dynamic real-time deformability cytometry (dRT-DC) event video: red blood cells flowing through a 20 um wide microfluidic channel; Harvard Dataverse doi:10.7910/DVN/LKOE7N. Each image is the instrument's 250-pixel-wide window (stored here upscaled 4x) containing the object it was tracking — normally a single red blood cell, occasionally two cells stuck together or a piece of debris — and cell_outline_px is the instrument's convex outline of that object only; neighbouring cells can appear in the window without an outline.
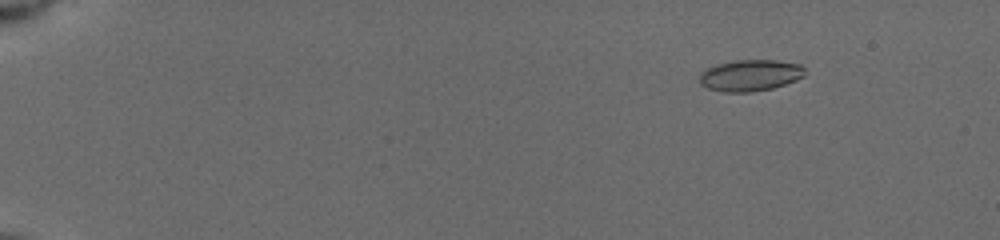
{"species": "common noctule bat (a hibernating species)", "species_latin": "Nyctalus noctula", "temperature_condition": "cold", "stored_images_in_passage": 56, "camera_frame_rate_fps": 3000, "um_per_image_px": 0.085, "animal": {"sex": "female", "body_mass_g": 19.5, "forearm_length_mm": 54.1}, "frame": {"image": 1, "passage_image": 1, "time_ms": 0.0, "image_size_px": [1000, 240], "cell_outline_px": [[804, 76], [796, 80], [772, 88], [752, 92], [724, 92], [708, 88], [700, 84], [700, 76], [708, 68], [716, 64], [736, 60], [772, 60], [800, 64], [804, 68]], "centroid_in_image_um": [63.78, 6.41], "position_along_channel_um": 21.2, "area_um2": 19.07}}
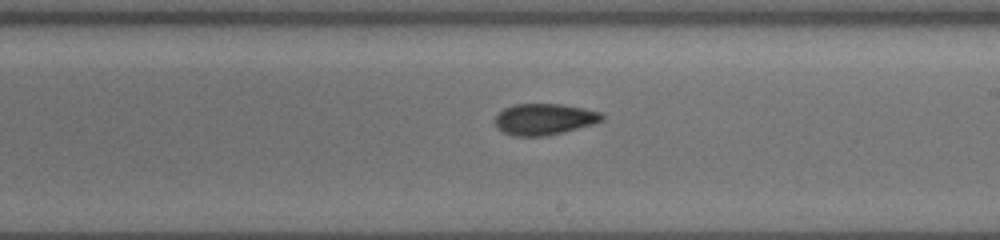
{"frame": {"image": 2, "passage_image": 32, "time_ms": 9.0, "image_size_px": [1000, 240], "cell_outline_px": [[604, 116], [600, 120], [592, 124], [564, 132], [548, 136], [512, 136], [496, 128], [496, 116], [504, 108], [516, 104], [560, 104], [600, 112]], "centroid_in_image_um": [46.22, 10.14], "position_along_channel_um": 242.8, "area_um2": 19.25}}
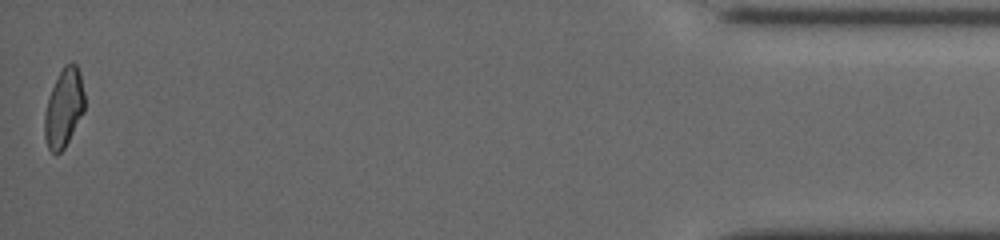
{"frame": {"image": 3, "passage_image": 56, "time_ms": 15.667, "image_size_px": [1000, 240], "cell_outline_px": [[84, 108], [64, 148], [56, 156], [48, 148], [44, 136], [44, 112], [52, 88], [64, 64], [76, 64], [80, 72], [84, 92]], "centroid_in_image_um": [5.4, 9.18], "position_along_channel_um": 429.8, "area_um2": 17.92}, "authors_computed_cell_mechanics": {"area_um2": 19.2474, "velocity_mm_per_s": 3.9317, "shape_relaxation_time_tau1_ms": 3.0371, "shape_relaxation_time_tau2_ms": 3.322, "deformation_change_tau1": 0.0904, "deformation_change_tau2": 0.0934}}